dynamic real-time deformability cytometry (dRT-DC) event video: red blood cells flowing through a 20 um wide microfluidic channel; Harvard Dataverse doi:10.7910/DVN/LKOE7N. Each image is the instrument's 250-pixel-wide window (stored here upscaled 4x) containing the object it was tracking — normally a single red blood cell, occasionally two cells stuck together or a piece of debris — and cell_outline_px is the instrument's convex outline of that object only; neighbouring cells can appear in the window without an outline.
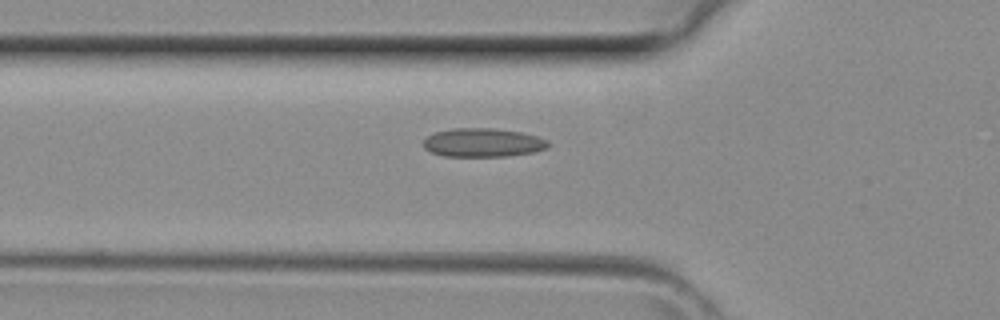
{"species": "common noctule bat (a hibernating species)", "species_latin": "Nyctalus noctula", "temperature_condition": "room temperature", "stored_images_in_passage": 30, "camera_frame_rate_fps": 3000, "um_per_image_px": 0.085, "animal": {"sex": "female", "body_mass_g": 29.2, "forearm_length_mm": 56.3}, "frame": {"image": 1, "passage_image": 3, "time_ms": 0.667, "image_size_px": [1000, 320], "cell_outline_px": [[548, 148], [532, 152], [508, 156], [444, 156], [432, 152], [424, 148], [424, 140], [428, 136], [436, 132], [452, 128], [492, 128], [520, 132], [536, 136], [548, 140]], "centroid_in_image_um": [41.05, 12.12], "position_along_channel_um": 84.8, "area_um2": 20.69}}
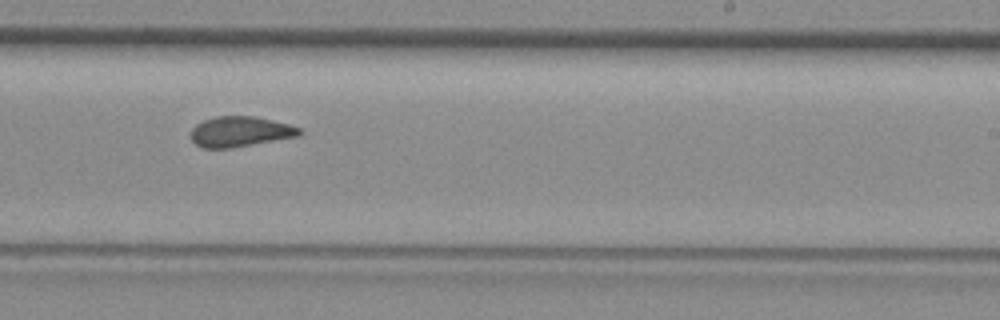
{"frame": {"image": 2, "passage_image": 14, "time_ms": 4.333, "image_size_px": [1000, 320], "cell_outline_px": [[300, 132], [296, 136], [232, 148], [200, 148], [192, 140], [192, 128], [196, 124], [204, 120], [216, 116], [252, 116], [288, 124], [300, 128]], "centroid_in_image_um": [20.35, 11.19], "position_along_channel_um": 268.7, "area_um2": 18.84}}
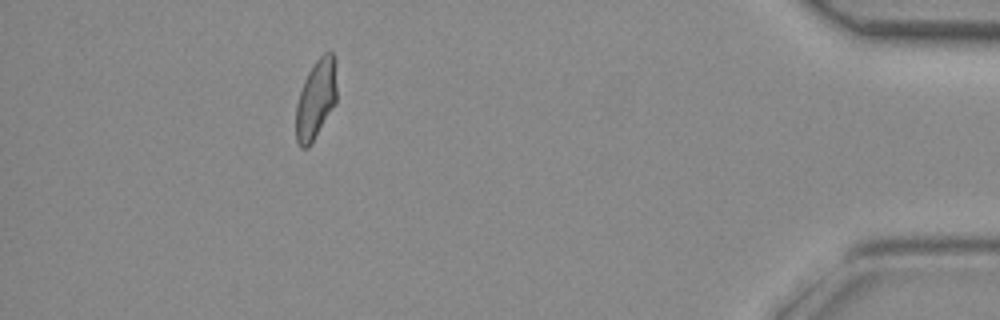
{"frame": {"image": 3, "passage_image": 26, "time_ms": 8.333, "image_size_px": [1000, 320], "cell_outline_px": [[336, 104], [308, 148], [300, 148], [296, 140], [296, 104], [304, 80], [308, 72], [316, 60], [324, 52], [332, 52], [336, 60]], "centroid_in_image_um": [26.86, 8.42], "position_along_channel_um": 408.3, "area_um2": 19.02}}